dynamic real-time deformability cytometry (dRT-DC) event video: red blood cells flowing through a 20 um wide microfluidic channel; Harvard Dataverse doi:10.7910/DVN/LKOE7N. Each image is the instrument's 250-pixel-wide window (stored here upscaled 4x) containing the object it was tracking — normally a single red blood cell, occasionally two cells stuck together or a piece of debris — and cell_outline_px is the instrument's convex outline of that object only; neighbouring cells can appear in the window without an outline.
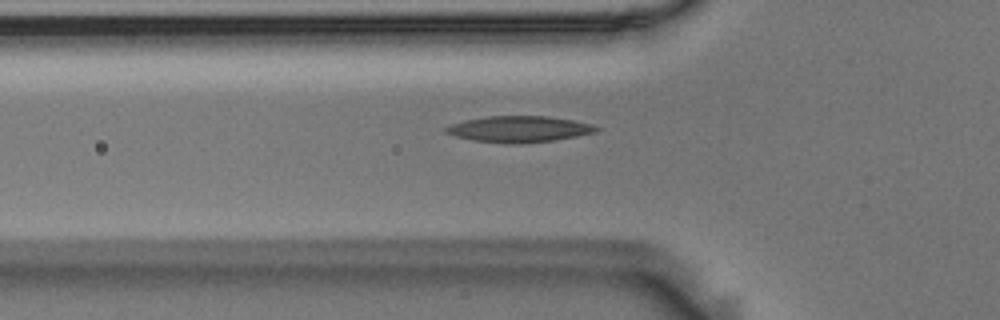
{"species": "Egyptian fruit bat (a non-hibernating species)", "species_latin": "Rousettus aegyptiacus", "temperature_condition": "room temperature", "stored_images_in_passage": 31, "camera_frame_rate_fps": 3000, "um_per_image_px": 0.085, "animal": {"sex": "male"}, "frame": {"image": 1, "passage_image": 2, "time_ms": 0.333, "image_size_px": [1000, 320], "cell_outline_px": [[600, 128], [596, 132], [576, 136], [552, 140], [516, 144], [508, 144], [472, 140], [456, 136], [444, 132], [444, 128], [452, 124], [464, 120], [488, 116], [548, 116], [572, 120], [592, 124]], "centroid_in_image_um": [44.1, 10.97], "position_along_channel_um": 81.7, "area_um2": 22.83}}
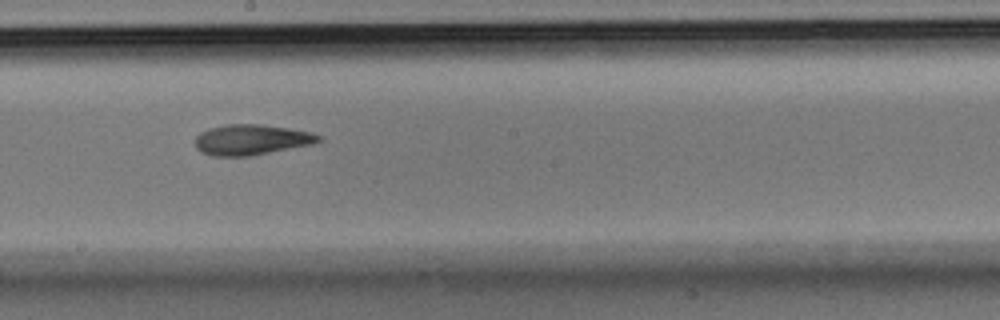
{"frame": {"image": 2, "passage_image": 14, "time_ms": 4.333, "image_size_px": [1000, 320], "cell_outline_px": [[324, 140], [312, 144], [252, 156], [212, 156], [200, 152], [196, 148], [196, 136], [200, 132], [208, 128], [228, 124], [260, 124], [288, 128], [312, 132], [320, 136]], "centroid_in_image_um": [21.36, 11.88], "position_along_channel_um": 226.8, "area_um2": 22.08}}
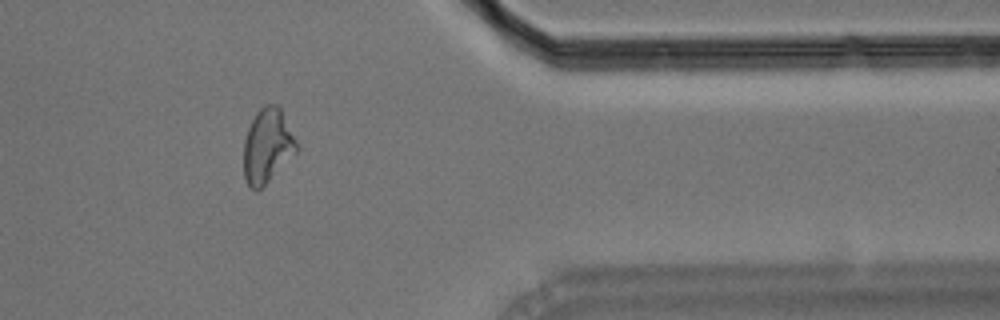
{"frame": {"image": 3, "passage_image": 29, "time_ms": 9.333, "image_size_px": [1000, 320], "cell_outline_px": [[300, 148], [260, 188], [252, 188], [248, 184], [244, 176], [244, 140], [248, 128], [256, 112], [264, 104], [280, 104]], "centroid_in_image_um": [22.74, 12.31], "position_along_channel_um": 388.7, "area_um2": 22.72}, "authors_computed_cell_mechanics": {"area_um2": 21.6172, "velocity_mm_per_s": 3.6032, "shape_relaxation_time_tau1_ms": null, "shape_relaxation_time_tau2_ms": 4.1892, "deformation_change_tau1": null, "deformation_change_tau2": 0.128}}